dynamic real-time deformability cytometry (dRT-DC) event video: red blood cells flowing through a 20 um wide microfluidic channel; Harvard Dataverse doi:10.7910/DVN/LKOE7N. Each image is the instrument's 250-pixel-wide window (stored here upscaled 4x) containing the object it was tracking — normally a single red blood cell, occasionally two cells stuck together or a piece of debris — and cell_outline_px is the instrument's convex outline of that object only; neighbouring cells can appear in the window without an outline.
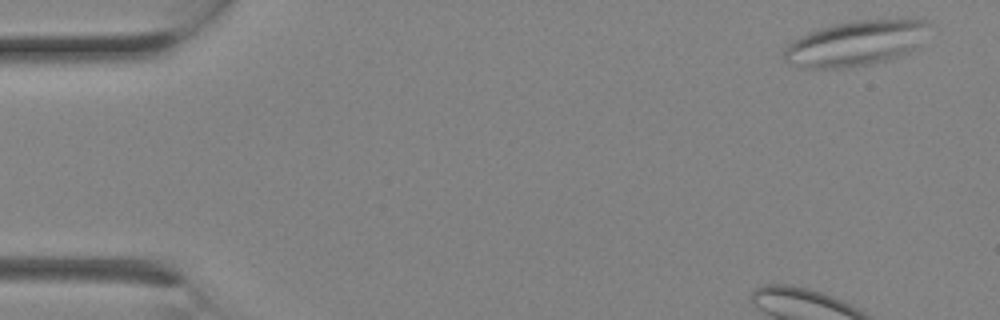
{"species": "Egyptian fruit bat (a non-hibernating species)", "species_latin": "Rousettus aegyptiacus", "temperature_condition": "room temperature", "stored_images_in_passage": 2, "camera_frame_rate_fps": 3000, "um_per_image_px": 0.085, "animal": {"sex": "female"}, "frame": {"image": 1, "passage_image": 1, "time_ms": 0.0, "image_size_px": [1000, 320], "cell_outline_px": [[928, 24], [912, 48], [908, 52], [884, 60], [868, 64], [848, 68], [804, 68], [784, 60], [784, 48], [792, 40], [800, 36], [820, 28], [836, 24], [856, 20], [924, 20]], "centroid_in_image_um": [72.59, 3.69], "position_along_channel_um": 12.4, "area_um2": 36.88}}